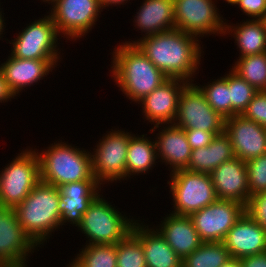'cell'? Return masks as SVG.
I'll list each match as a JSON object with an SVG mask.
<instances>
[{"mask_svg": "<svg viewBox=\"0 0 266 267\" xmlns=\"http://www.w3.org/2000/svg\"><path fill=\"white\" fill-rule=\"evenodd\" d=\"M188 84L187 81L178 78H168L164 83L157 87L153 92L146 95L138 102L143 108L146 120L155 124L150 131L162 124H173L177 115L179 97Z\"/></svg>", "mask_w": 266, "mask_h": 267, "instance_id": "15", "label": "cell"}, {"mask_svg": "<svg viewBox=\"0 0 266 267\" xmlns=\"http://www.w3.org/2000/svg\"><path fill=\"white\" fill-rule=\"evenodd\" d=\"M250 196L266 191V154L245 162Z\"/></svg>", "mask_w": 266, "mask_h": 267, "instance_id": "34", "label": "cell"}, {"mask_svg": "<svg viewBox=\"0 0 266 267\" xmlns=\"http://www.w3.org/2000/svg\"><path fill=\"white\" fill-rule=\"evenodd\" d=\"M220 267H242L240 259L230 258L225 264Z\"/></svg>", "mask_w": 266, "mask_h": 267, "instance_id": "42", "label": "cell"}, {"mask_svg": "<svg viewBox=\"0 0 266 267\" xmlns=\"http://www.w3.org/2000/svg\"><path fill=\"white\" fill-rule=\"evenodd\" d=\"M228 86L230 90V117L242 115L257 90L232 69L228 74Z\"/></svg>", "mask_w": 266, "mask_h": 267, "instance_id": "31", "label": "cell"}, {"mask_svg": "<svg viewBox=\"0 0 266 267\" xmlns=\"http://www.w3.org/2000/svg\"><path fill=\"white\" fill-rule=\"evenodd\" d=\"M14 210L24 232L41 247L61 226L59 189L40 180Z\"/></svg>", "mask_w": 266, "mask_h": 267, "instance_id": "3", "label": "cell"}, {"mask_svg": "<svg viewBox=\"0 0 266 267\" xmlns=\"http://www.w3.org/2000/svg\"><path fill=\"white\" fill-rule=\"evenodd\" d=\"M231 255L223 242H203L182 260V267H220Z\"/></svg>", "mask_w": 266, "mask_h": 267, "instance_id": "29", "label": "cell"}, {"mask_svg": "<svg viewBox=\"0 0 266 267\" xmlns=\"http://www.w3.org/2000/svg\"><path fill=\"white\" fill-rule=\"evenodd\" d=\"M224 132L230 137L235 157L246 162L266 154V129L243 115L226 118Z\"/></svg>", "mask_w": 266, "mask_h": 267, "instance_id": "16", "label": "cell"}, {"mask_svg": "<svg viewBox=\"0 0 266 267\" xmlns=\"http://www.w3.org/2000/svg\"><path fill=\"white\" fill-rule=\"evenodd\" d=\"M114 49L112 77L132 102L138 103L168 79L136 44L123 43Z\"/></svg>", "mask_w": 266, "mask_h": 267, "instance_id": "2", "label": "cell"}, {"mask_svg": "<svg viewBox=\"0 0 266 267\" xmlns=\"http://www.w3.org/2000/svg\"><path fill=\"white\" fill-rule=\"evenodd\" d=\"M0 206L15 208L40 181V162L36 150L21 151L0 171Z\"/></svg>", "mask_w": 266, "mask_h": 267, "instance_id": "6", "label": "cell"}, {"mask_svg": "<svg viewBox=\"0 0 266 267\" xmlns=\"http://www.w3.org/2000/svg\"><path fill=\"white\" fill-rule=\"evenodd\" d=\"M14 97L15 96L8 89L4 77L2 75V72L0 71V103H2V101L8 102L9 99H12Z\"/></svg>", "mask_w": 266, "mask_h": 267, "instance_id": "40", "label": "cell"}, {"mask_svg": "<svg viewBox=\"0 0 266 267\" xmlns=\"http://www.w3.org/2000/svg\"><path fill=\"white\" fill-rule=\"evenodd\" d=\"M223 244L231 258L256 255L266 251V230L245 212L227 232Z\"/></svg>", "mask_w": 266, "mask_h": 267, "instance_id": "18", "label": "cell"}, {"mask_svg": "<svg viewBox=\"0 0 266 267\" xmlns=\"http://www.w3.org/2000/svg\"><path fill=\"white\" fill-rule=\"evenodd\" d=\"M223 132H208L199 129L185 130V135L191 149L202 148L208 146L213 138Z\"/></svg>", "mask_w": 266, "mask_h": 267, "instance_id": "38", "label": "cell"}, {"mask_svg": "<svg viewBox=\"0 0 266 267\" xmlns=\"http://www.w3.org/2000/svg\"><path fill=\"white\" fill-rule=\"evenodd\" d=\"M47 3L53 4L49 15L59 35L63 33L62 37L69 40L88 33L102 11L99 0H50Z\"/></svg>", "mask_w": 266, "mask_h": 267, "instance_id": "10", "label": "cell"}, {"mask_svg": "<svg viewBox=\"0 0 266 267\" xmlns=\"http://www.w3.org/2000/svg\"><path fill=\"white\" fill-rule=\"evenodd\" d=\"M234 157L230 137L223 132L216 135L208 146L192 150L186 170L210 174L223 162Z\"/></svg>", "mask_w": 266, "mask_h": 267, "instance_id": "25", "label": "cell"}, {"mask_svg": "<svg viewBox=\"0 0 266 267\" xmlns=\"http://www.w3.org/2000/svg\"><path fill=\"white\" fill-rule=\"evenodd\" d=\"M131 135L127 131L111 129L96 144V150L90 153L93 176L101 185L126 178V158Z\"/></svg>", "mask_w": 266, "mask_h": 267, "instance_id": "8", "label": "cell"}, {"mask_svg": "<svg viewBox=\"0 0 266 267\" xmlns=\"http://www.w3.org/2000/svg\"><path fill=\"white\" fill-rule=\"evenodd\" d=\"M36 246L18 222L14 208L0 206V267H28V253Z\"/></svg>", "mask_w": 266, "mask_h": 267, "instance_id": "14", "label": "cell"}, {"mask_svg": "<svg viewBox=\"0 0 266 267\" xmlns=\"http://www.w3.org/2000/svg\"><path fill=\"white\" fill-rule=\"evenodd\" d=\"M227 33L233 34L241 53L239 57L266 52V20L249 19L232 27L225 22L223 35Z\"/></svg>", "mask_w": 266, "mask_h": 267, "instance_id": "26", "label": "cell"}, {"mask_svg": "<svg viewBox=\"0 0 266 267\" xmlns=\"http://www.w3.org/2000/svg\"><path fill=\"white\" fill-rule=\"evenodd\" d=\"M59 142H54L42 153L36 151L40 162V180L57 188L69 182L97 180L93 176L90 152Z\"/></svg>", "mask_w": 266, "mask_h": 267, "instance_id": "4", "label": "cell"}, {"mask_svg": "<svg viewBox=\"0 0 266 267\" xmlns=\"http://www.w3.org/2000/svg\"><path fill=\"white\" fill-rule=\"evenodd\" d=\"M60 59H20L8 56L0 65L8 89L17 96L25 87L37 83L52 72ZM24 87V88H23Z\"/></svg>", "mask_w": 266, "mask_h": 267, "instance_id": "20", "label": "cell"}, {"mask_svg": "<svg viewBox=\"0 0 266 267\" xmlns=\"http://www.w3.org/2000/svg\"><path fill=\"white\" fill-rule=\"evenodd\" d=\"M246 212L238 201L217 199L190 215L203 242H223L227 232Z\"/></svg>", "mask_w": 266, "mask_h": 267, "instance_id": "13", "label": "cell"}, {"mask_svg": "<svg viewBox=\"0 0 266 267\" xmlns=\"http://www.w3.org/2000/svg\"><path fill=\"white\" fill-rule=\"evenodd\" d=\"M68 267H117V244L85 245Z\"/></svg>", "mask_w": 266, "mask_h": 267, "instance_id": "28", "label": "cell"}, {"mask_svg": "<svg viewBox=\"0 0 266 267\" xmlns=\"http://www.w3.org/2000/svg\"><path fill=\"white\" fill-rule=\"evenodd\" d=\"M4 16L2 15V11H0V36L3 34L4 32ZM2 32V33H1ZM1 38V37H0Z\"/></svg>", "mask_w": 266, "mask_h": 267, "instance_id": "43", "label": "cell"}, {"mask_svg": "<svg viewBox=\"0 0 266 267\" xmlns=\"http://www.w3.org/2000/svg\"><path fill=\"white\" fill-rule=\"evenodd\" d=\"M156 230L183 260L203 243L190 216L170 213Z\"/></svg>", "mask_w": 266, "mask_h": 267, "instance_id": "21", "label": "cell"}, {"mask_svg": "<svg viewBox=\"0 0 266 267\" xmlns=\"http://www.w3.org/2000/svg\"><path fill=\"white\" fill-rule=\"evenodd\" d=\"M215 79L212 83L205 86L196 85L204 94L206 101L224 119L230 117V90L228 86V74Z\"/></svg>", "mask_w": 266, "mask_h": 267, "instance_id": "32", "label": "cell"}, {"mask_svg": "<svg viewBox=\"0 0 266 267\" xmlns=\"http://www.w3.org/2000/svg\"><path fill=\"white\" fill-rule=\"evenodd\" d=\"M136 221L128 219L98 194L82 215L78 228L89 238L86 244H117L131 232Z\"/></svg>", "mask_w": 266, "mask_h": 267, "instance_id": "5", "label": "cell"}, {"mask_svg": "<svg viewBox=\"0 0 266 267\" xmlns=\"http://www.w3.org/2000/svg\"><path fill=\"white\" fill-rule=\"evenodd\" d=\"M164 128V129H163ZM157 134L156 152L157 158L167 165L171 172L186 169L189 164L192 149L187 141L185 130L175 124L163 126Z\"/></svg>", "mask_w": 266, "mask_h": 267, "instance_id": "22", "label": "cell"}, {"mask_svg": "<svg viewBox=\"0 0 266 267\" xmlns=\"http://www.w3.org/2000/svg\"><path fill=\"white\" fill-rule=\"evenodd\" d=\"M100 185L97 180H81L58 187L61 226L69 222L77 227L81 223L82 215L101 191Z\"/></svg>", "mask_w": 266, "mask_h": 267, "instance_id": "19", "label": "cell"}, {"mask_svg": "<svg viewBox=\"0 0 266 267\" xmlns=\"http://www.w3.org/2000/svg\"><path fill=\"white\" fill-rule=\"evenodd\" d=\"M242 267H266V251L240 259Z\"/></svg>", "mask_w": 266, "mask_h": 267, "instance_id": "39", "label": "cell"}, {"mask_svg": "<svg viewBox=\"0 0 266 267\" xmlns=\"http://www.w3.org/2000/svg\"><path fill=\"white\" fill-rule=\"evenodd\" d=\"M128 0H99L100 6L102 9L106 8L109 5H123V3L127 2ZM130 1V0H129Z\"/></svg>", "mask_w": 266, "mask_h": 267, "instance_id": "41", "label": "cell"}, {"mask_svg": "<svg viewBox=\"0 0 266 267\" xmlns=\"http://www.w3.org/2000/svg\"><path fill=\"white\" fill-rule=\"evenodd\" d=\"M242 115L266 129V91L257 92Z\"/></svg>", "mask_w": 266, "mask_h": 267, "instance_id": "35", "label": "cell"}, {"mask_svg": "<svg viewBox=\"0 0 266 267\" xmlns=\"http://www.w3.org/2000/svg\"><path fill=\"white\" fill-rule=\"evenodd\" d=\"M145 134L140 137L135 134L131 135L129 140L127 158H126V179L130 175L139 173H145L152 170L156 165L157 152L156 143L153 139L151 141L148 137H144Z\"/></svg>", "mask_w": 266, "mask_h": 267, "instance_id": "27", "label": "cell"}, {"mask_svg": "<svg viewBox=\"0 0 266 267\" xmlns=\"http://www.w3.org/2000/svg\"><path fill=\"white\" fill-rule=\"evenodd\" d=\"M224 1L228 2V4L230 5H235L238 2V0H224Z\"/></svg>", "mask_w": 266, "mask_h": 267, "instance_id": "44", "label": "cell"}, {"mask_svg": "<svg viewBox=\"0 0 266 267\" xmlns=\"http://www.w3.org/2000/svg\"><path fill=\"white\" fill-rule=\"evenodd\" d=\"M173 124L184 130L224 132L225 119L208 104L196 84L188 83L180 94Z\"/></svg>", "mask_w": 266, "mask_h": 267, "instance_id": "11", "label": "cell"}, {"mask_svg": "<svg viewBox=\"0 0 266 267\" xmlns=\"http://www.w3.org/2000/svg\"><path fill=\"white\" fill-rule=\"evenodd\" d=\"M170 176L173 214L190 216L218 199L210 174L183 169L171 172Z\"/></svg>", "mask_w": 266, "mask_h": 267, "instance_id": "7", "label": "cell"}, {"mask_svg": "<svg viewBox=\"0 0 266 267\" xmlns=\"http://www.w3.org/2000/svg\"><path fill=\"white\" fill-rule=\"evenodd\" d=\"M236 5L253 20H266V0H238Z\"/></svg>", "mask_w": 266, "mask_h": 267, "instance_id": "37", "label": "cell"}, {"mask_svg": "<svg viewBox=\"0 0 266 267\" xmlns=\"http://www.w3.org/2000/svg\"><path fill=\"white\" fill-rule=\"evenodd\" d=\"M138 221L134 223L131 232L142 244L147 267H182V259L160 233Z\"/></svg>", "mask_w": 266, "mask_h": 267, "instance_id": "23", "label": "cell"}, {"mask_svg": "<svg viewBox=\"0 0 266 267\" xmlns=\"http://www.w3.org/2000/svg\"><path fill=\"white\" fill-rule=\"evenodd\" d=\"M238 58L232 70L257 92L266 91V52Z\"/></svg>", "mask_w": 266, "mask_h": 267, "instance_id": "30", "label": "cell"}, {"mask_svg": "<svg viewBox=\"0 0 266 267\" xmlns=\"http://www.w3.org/2000/svg\"><path fill=\"white\" fill-rule=\"evenodd\" d=\"M117 267H147L140 240L130 232L117 243Z\"/></svg>", "mask_w": 266, "mask_h": 267, "instance_id": "33", "label": "cell"}, {"mask_svg": "<svg viewBox=\"0 0 266 267\" xmlns=\"http://www.w3.org/2000/svg\"><path fill=\"white\" fill-rule=\"evenodd\" d=\"M213 0H174L175 29L187 34H224L225 22ZM199 35V36H198Z\"/></svg>", "mask_w": 266, "mask_h": 267, "instance_id": "12", "label": "cell"}, {"mask_svg": "<svg viewBox=\"0 0 266 267\" xmlns=\"http://www.w3.org/2000/svg\"><path fill=\"white\" fill-rule=\"evenodd\" d=\"M134 19L142 38L175 29L174 0H144Z\"/></svg>", "mask_w": 266, "mask_h": 267, "instance_id": "24", "label": "cell"}, {"mask_svg": "<svg viewBox=\"0 0 266 267\" xmlns=\"http://www.w3.org/2000/svg\"><path fill=\"white\" fill-rule=\"evenodd\" d=\"M218 199L238 201L247 206L250 200L245 161L234 157L210 173Z\"/></svg>", "mask_w": 266, "mask_h": 267, "instance_id": "17", "label": "cell"}, {"mask_svg": "<svg viewBox=\"0 0 266 267\" xmlns=\"http://www.w3.org/2000/svg\"><path fill=\"white\" fill-rule=\"evenodd\" d=\"M17 35L11 41V56L20 59H61L57 48V37L60 36L50 15L29 23Z\"/></svg>", "mask_w": 266, "mask_h": 267, "instance_id": "9", "label": "cell"}, {"mask_svg": "<svg viewBox=\"0 0 266 267\" xmlns=\"http://www.w3.org/2000/svg\"><path fill=\"white\" fill-rule=\"evenodd\" d=\"M246 212L266 230V191L250 196Z\"/></svg>", "mask_w": 266, "mask_h": 267, "instance_id": "36", "label": "cell"}, {"mask_svg": "<svg viewBox=\"0 0 266 267\" xmlns=\"http://www.w3.org/2000/svg\"><path fill=\"white\" fill-rule=\"evenodd\" d=\"M125 43L136 44L168 78L194 82L203 51L196 36L172 29Z\"/></svg>", "mask_w": 266, "mask_h": 267, "instance_id": "1", "label": "cell"}]
</instances>
